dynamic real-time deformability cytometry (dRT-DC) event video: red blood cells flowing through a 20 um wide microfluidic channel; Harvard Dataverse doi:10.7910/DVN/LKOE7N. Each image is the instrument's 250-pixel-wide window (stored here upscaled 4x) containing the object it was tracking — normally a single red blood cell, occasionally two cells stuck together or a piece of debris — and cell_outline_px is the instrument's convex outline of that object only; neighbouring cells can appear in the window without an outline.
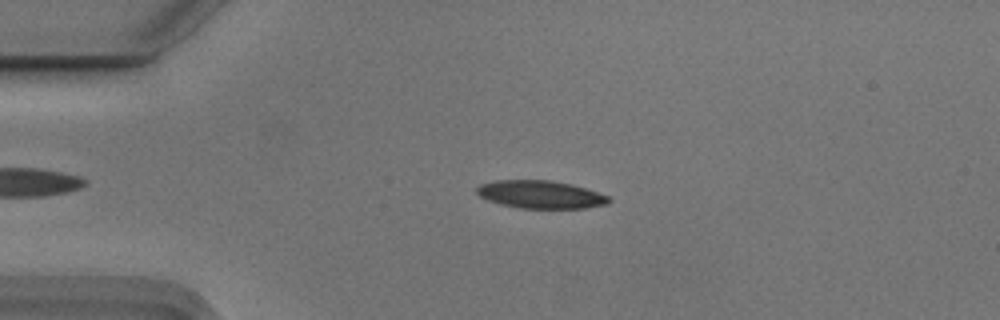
{"species": "Egyptian fruit bat (a non-hibernating species)", "species_latin": "Rousettus aegyptiacus", "temperature_condition": "cold", "stored_images_in_passage": 54, "camera_frame_rate_fps": 3000, "um_per_image_px": 0.085, "animal": {"sex": "male"}, "frame": {"image": 1, "passage_image": 12, "time_ms": 3.667, "image_size_px": [1000, 320], "cell_outline_px": [[612, 200], [608, 204], [588, 208], [520, 208], [500, 204], [488, 200], [480, 196], [476, 192], [476, 188], [480, 184], [496, 180], [548, 180], [572, 184], [608, 196]], "centroid_in_image_um": [45.94, 16.53], "position_along_channel_um": 39.1, "area_um2": 21.39}}
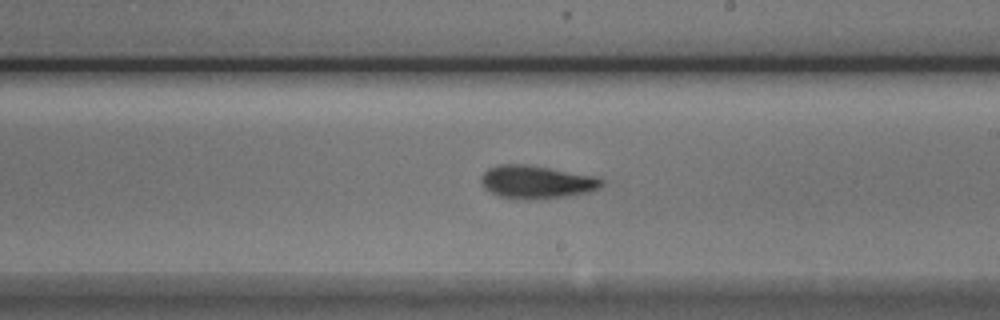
{"frame": {"image": 2, "passage_image": 31, "time_ms": 10.0, "image_size_px": [1000, 320], "cell_outline_px": [[604, 184], [600, 188], [588, 192], [568, 196], [544, 200], [524, 200], [500, 196], [484, 188], [480, 180], [480, 176], [488, 168], [500, 164], [524, 164], [596, 176], [604, 180]], "centroid_in_image_um": [45.61, 15.49], "position_along_channel_um": 243.4, "area_um2": 23.47}}
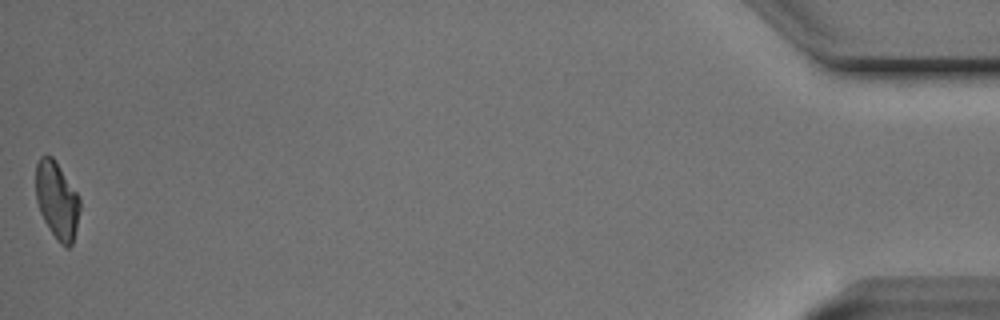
{"frame": {"image": 3, "passage_image": 54, "time_ms": 17.667, "image_size_px": [1000, 320], "cell_outline_px": [[80, 208], [76, 228], [72, 244], [68, 248], [64, 248], [56, 240], [44, 220], [40, 212], [36, 200], [36, 164], [40, 156], [52, 156], [56, 160], [76, 192], [80, 200]], "centroid_in_image_um": [4.84, 17.04], "position_along_channel_um": 430.4, "area_um2": 19.83}, "authors_computed_cell_mechanics": {"area_um2": 21.675, "velocity_mm_per_s": 3.7255, "shape_relaxation_time_tau1_ms": 5.5975, "shape_relaxation_time_tau2_ms": 4.1509, "deformation_change_tau1": 0.1622, "deformation_change_tau2": 0.1079}}